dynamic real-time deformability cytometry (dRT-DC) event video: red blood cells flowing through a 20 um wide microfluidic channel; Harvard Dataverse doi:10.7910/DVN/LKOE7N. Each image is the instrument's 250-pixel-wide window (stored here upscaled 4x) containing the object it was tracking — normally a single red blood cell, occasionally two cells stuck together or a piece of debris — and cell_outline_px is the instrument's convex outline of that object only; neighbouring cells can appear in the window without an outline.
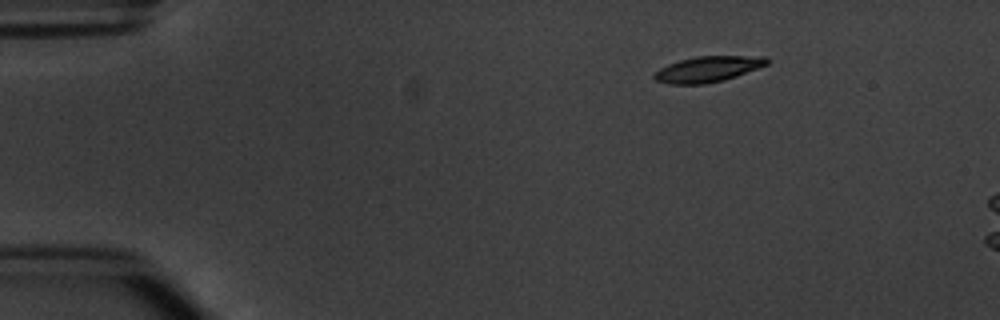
{"species": "common noctule bat (a hibernating species)", "species_latin": "Nyctalus noctula", "temperature_condition": "warm", "stored_images_in_passage": 5, "camera_frame_rate_fps": 3000, "um_per_image_px": 0.085, "animal": {"sex": "male", "body_mass_g": 20.1, "forearm_length_mm": 53.5}, "frame": {"image": 1, "passage_image": 2, "time_ms": 1.333, "image_size_px": [1000, 320], "cell_outline_px": [[768, 64], [736, 76], [724, 80], [704, 84], [668, 84], [656, 80], [652, 76], [660, 68], [668, 64], [680, 60], [696, 56], [764, 56], [768, 60]], "centroid_in_image_um": [60.15, 5.87], "position_along_channel_um": 24.8, "area_um2": 16.76}}